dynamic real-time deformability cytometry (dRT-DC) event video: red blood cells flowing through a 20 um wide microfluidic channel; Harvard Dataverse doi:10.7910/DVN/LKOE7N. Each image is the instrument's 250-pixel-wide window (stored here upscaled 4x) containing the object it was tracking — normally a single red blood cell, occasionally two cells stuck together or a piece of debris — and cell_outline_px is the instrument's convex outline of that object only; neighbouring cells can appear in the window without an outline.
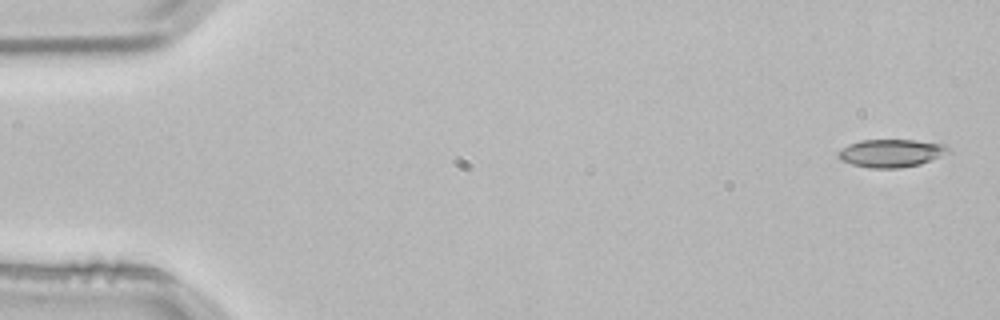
{"species": "common noctule bat (a hibernating species)", "species_latin": "Nyctalus noctula", "temperature_condition": "room temperature", "stored_images_in_passage": 4, "segment_of_instrument_passage": [2, 2], "camera_frame_rate_fps": 3000, "um_per_image_px": 0.085, "animal": {"sex": "male", "body_mass_g": 21.5, "forearm_length_mm": 52.0}, "frame": {"image": 1, "passage_image": 4, "time_ms": 1.0, "image_size_px": [1000, 320], "cell_outline_px": [[952, 152], [920, 164], [900, 168], [872, 168], [852, 164], [840, 160], [836, 156], [836, 152], [840, 148], [848, 144], [860, 140], [912, 140], [948, 144], [952, 148]], "centroid_in_image_um": [75.76, 13.01], "position_along_channel_um": 9.2, "area_um2": 18.26}}